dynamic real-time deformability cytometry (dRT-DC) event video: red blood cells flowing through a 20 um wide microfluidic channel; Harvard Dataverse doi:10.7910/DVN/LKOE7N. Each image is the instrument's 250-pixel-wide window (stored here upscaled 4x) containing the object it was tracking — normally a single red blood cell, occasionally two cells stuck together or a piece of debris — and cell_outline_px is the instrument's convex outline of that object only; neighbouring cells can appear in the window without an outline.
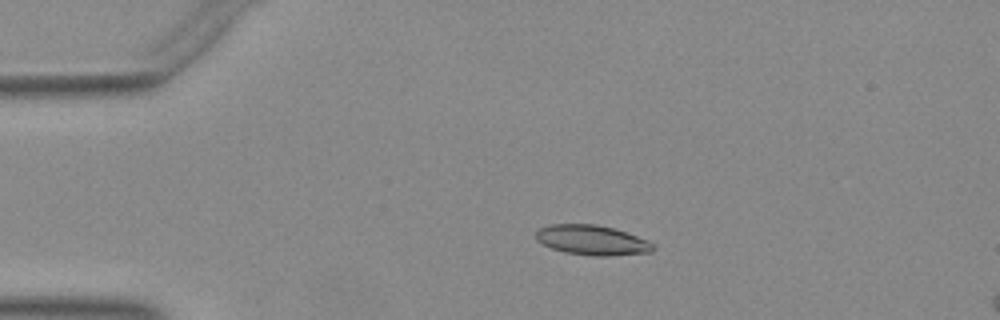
{"species": "Egyptian fruit bat (a non-hibernating species)", "species_latin": "Rousettus aegyptiacus", "temperature_condition": "warm", "stored_images_in_passage": 50, "camera_frame_rate_fps": 3000, "um_per_image_px": 0.085, "animal": {"sex": "female"}, "frame": {"image": 1, "passage_image": 10, "time_ms": 3.0, "image_size_px": [1000, 320], "cell_outline_px": [[656, 248], [652, 252], [608, 256], [596, 256], [564, 252], [552, 248], [536, 240], [536, 232], [540, 228], [552, 224], [596, 224], [612, 228], [648, 240]], "centroid_in_image_um": [50.33, 20.41], "position_along_channel_um": 34.7, "area_um2": 20.23}}
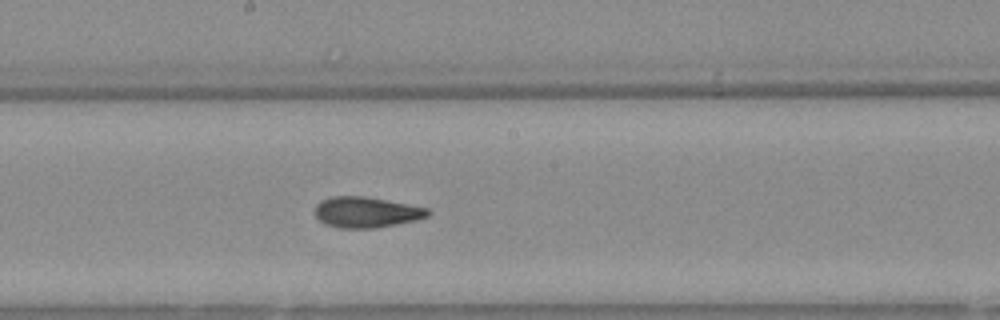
{"frame": {"image": 2, "passage_image": 27, "time_ms": 8.667, "image_size_px": [1000, 320], "cell_outline_px": [[432, 212], [428, 216], [416, 220], [376, 228], [340, 228], [324, 224], [316, 216], [316, 204], [320, 200], [332, 196], [364, 196], [428, 208]], "centroid_in_image_um": [31.13, 18.04], "position_along_channel_um": 217.1, "area_um2": 20.17}}
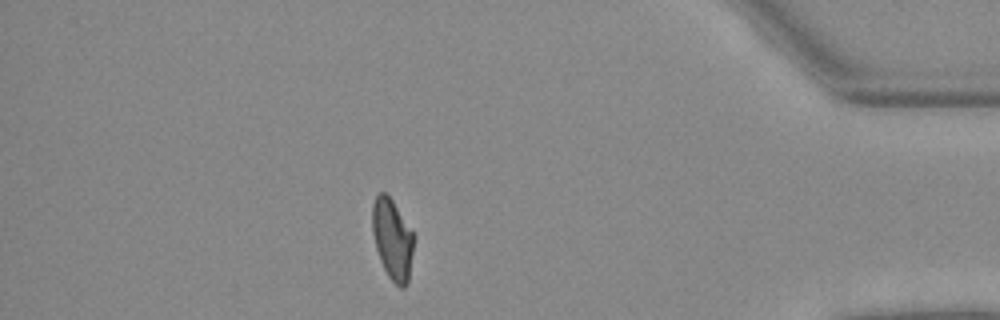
{"frame": {"image": 3, "passage_image": 44, "time_ms": 14.333, "image_size_px": [1000, 320], "cell_outline_px": [[412, 252], [408, 284], [404, 288], [400, 288], [388, 276], [380, 260], [376, 248], [372, 232], [372, 204], [376, 196], [380, 192], [384, 192], [392, 200], [412, 232]], "centroid_in_image_um": [33.32, 20.35], "position_along_channel_um": 401.9, "area_um2": 19.07}}